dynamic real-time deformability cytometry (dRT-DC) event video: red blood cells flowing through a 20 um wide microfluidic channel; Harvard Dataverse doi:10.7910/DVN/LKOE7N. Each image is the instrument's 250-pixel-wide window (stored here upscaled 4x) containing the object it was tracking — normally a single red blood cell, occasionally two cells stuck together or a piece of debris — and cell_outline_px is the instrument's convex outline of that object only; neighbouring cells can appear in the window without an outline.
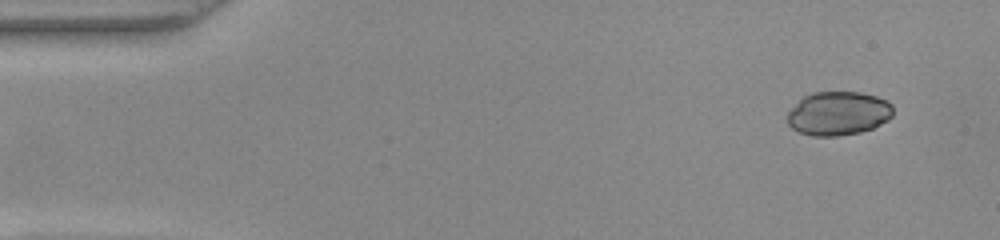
{"species": "common noctule bat (a hibernating species)", "species_latin": "Nyctalus noctula", "temperature_condition": "warm", "stored_images_in_passage": 47, "camera_frame_rate_fps": 3000, "um_per_image_px": 0.085, "animal": {"sex": "female", "body_mass_g": 22.0, "forearm_length_mm": 56.7}, "frame": {"image": 1, "passage_image": 1, "time_ms": 0.0, "image_size_px": [1000, 240], "cell_outline_px": [[892, 116], [888, 120], [872, 128], [860, 132], [836, 136], [812, 136], [800, 132], [792, 128], [788, 124], [788, 112], [804, 96], [812, 92], [860, 92], [876, 96], [888, 100], [892, 104]], "centroid_in_image_um": [71.27, 9.63], "position_along_channel_um": 13.7, "area_um2": 26.93}}
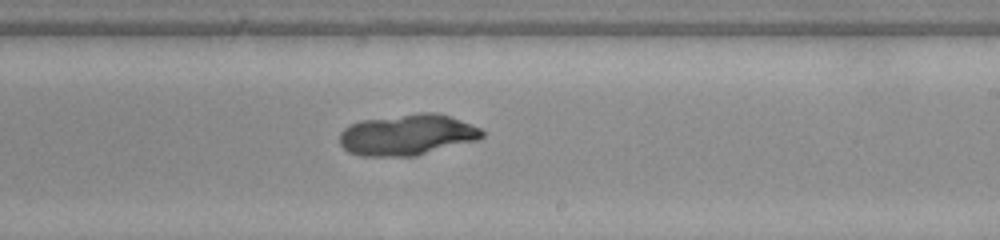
{"frame": {"image": 2, "passage_image": 27, "time_ms": 8.667, "image_size_px": [1000, 240], "cell_outline_px": [[484, 136], [476, 140], [416, 156], [360, 156], [348, 152], [340, 144], [340, 132], [344, 128], [360, 120], [420, 112], [436, 112], [472, 124], [480, 128], [484, 132]], "centroid_in_image_um": [34.6, 11.45], "position_along_channel_um": 254.4, "area_um2": 34.1}}
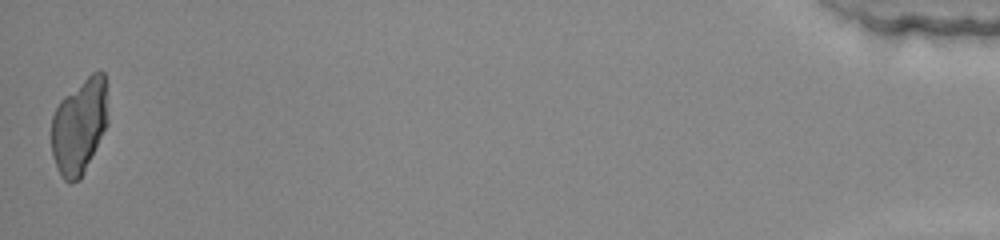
{"frame": {"image": 3, "passage_image": 47, "time_ms": 15.333, "image_size_px": [1000, 240], "cell_outline_px": [[108, 124], [80, 180], [72, 184], [68, 184], [64, 180], [52, 156], [52, 116], [60, 100], [64, 96], [92, 72], [100, 68], [104, 72], [108, 120]], "centroid_in_image_um": [6.75, 10.71], "position_along_channel_um": 428.4, "area_um2": 31.5}}